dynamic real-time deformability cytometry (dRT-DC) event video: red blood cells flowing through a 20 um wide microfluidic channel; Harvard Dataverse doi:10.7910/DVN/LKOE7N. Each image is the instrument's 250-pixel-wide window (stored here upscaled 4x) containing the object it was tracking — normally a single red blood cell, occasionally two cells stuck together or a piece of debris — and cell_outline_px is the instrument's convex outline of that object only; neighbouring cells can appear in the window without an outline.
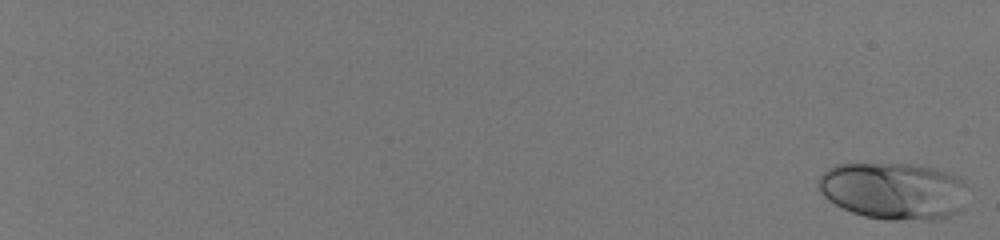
{"species": "human", "species_latin": "Homo sapiens", "temperature_condition": "room temperature", "stored_images_in_passage": 57, "camera_frame_rate_fps": 3000, "um_per_image_px": 0.085, "donor": {"sex": "male"}, "frame": {"image": 1, "passage_image": 1, "time_ms": 0.0, "image_size_px": [1000, 240], "cell_outline_px": [[964, 208], [960, 212], [948, 216], [932, 220], [888, 220], [864, 216], [852, 212], [828, 200], [820, 192], [816, 184], [820, 176], [828, 168], [836, 164], [916, 164], [936, 168], [960, 176], [964, 180]], "centroid_in_image_um": [75.97, 16.22], "position_along_channel_um": 9.0, "area_um2": 50.11}}
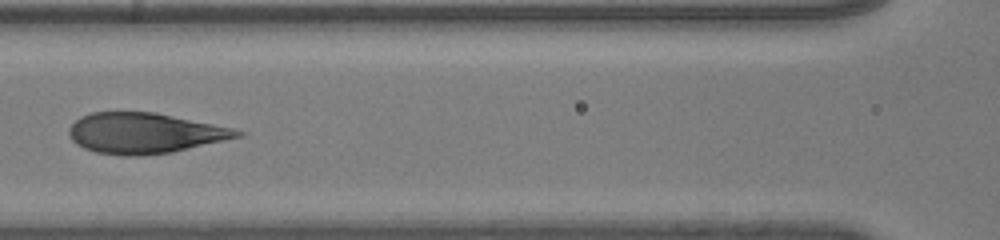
{"frame": {"image": 2, "passage_image": 33, "time_ms": 10.667, "image_size_px": [1000, 240], "cell_outline_px": [[248, 132], [244, 136], [172, 152], [140, 156], [124, 156], [96, 152], [84, 148], [76, 144], [68, 136], [68, 128], [80, 116], [92, 112], [156, 112], [232, 128]], "centroid_in_image_um": [12.29, 11.32], "position_along_channel_um": 154.3, "area_um2": 39.94}}
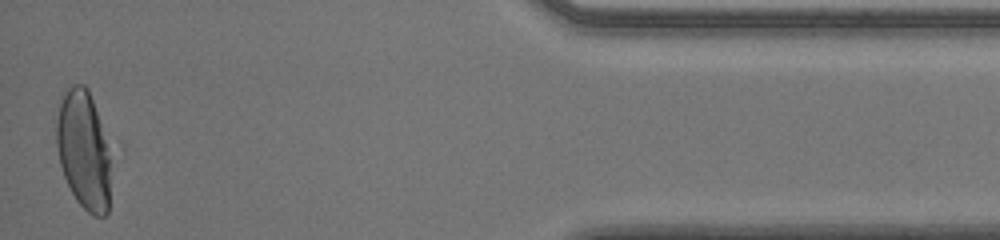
{"frame": {"image": 3, "passage_image": 57, "time_ms": 18.667, "image_size_px": [1000, 240], "cell_outline_px": [[116, 152], [108, 212], [104, 216], [92, 216], [76, 200], [64, 176], [60, 164], [56, 144], [56, 124], [60, 96], [64, 88], [72, 84], [84, 84], [88, 88]], "centroid_in_image_um": [7.22, 12.73], "position_along_channel_um": 428.0, "area_um2": 40.29}, "authors_computed_cell_mechanics": {"area_um2": 41.2692, "velocity_mm_per_s": 4.0371, "shape_relaxation_time_tau1_ms": 5.5866, "shape_relaxation_time_tau2_ms": null, "deformation_change_tau1": 0.2364, "deformation_change_tau2": null}}